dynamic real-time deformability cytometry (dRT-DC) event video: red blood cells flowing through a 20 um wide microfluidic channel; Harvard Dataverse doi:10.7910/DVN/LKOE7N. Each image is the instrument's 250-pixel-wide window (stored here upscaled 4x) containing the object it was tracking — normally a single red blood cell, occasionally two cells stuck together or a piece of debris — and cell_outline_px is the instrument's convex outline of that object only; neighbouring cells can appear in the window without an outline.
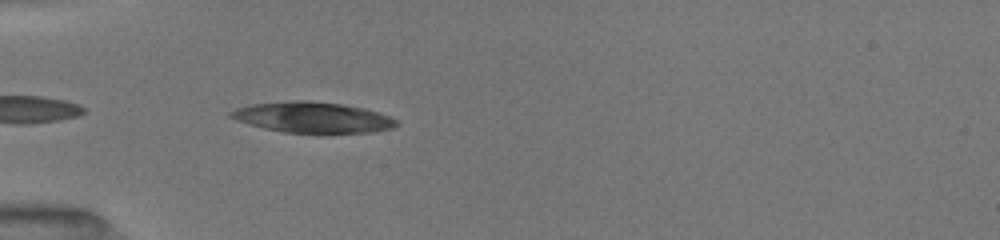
{"species": "common noctule bat (a hibernating species)", "species_latin": "Nyctalus noctula", "temperature_condition": "room temperature", "stored_images_in_passage": 36, "camera_frame_rate_fps": 3000, "um_per_image_px": 0.085, "animal": {"sex": "female", "body_mass_g": 19.5, "forearm_length_mm": 54.1}, "frame": {"image": 1, "passage_image": 2, "time_ms": 0.333, "image_size_px": [1000, 240], "cell_outline_px": [[400, 124], [392, 128], [372, 132], [324, 136], [320, 136], [284, 132], [264, 128], [248, 124], [236, 120], [228, 116], [228, 112], [236, 108], [248, 104], [288, 100], [312, 100], [340, 104], [364, 108], [388, 116], [396, 120]], "centroid_in_image_um": [26.55, 10.01], "position_along_channel_um": 58.4, "area_um2": 30.92}}